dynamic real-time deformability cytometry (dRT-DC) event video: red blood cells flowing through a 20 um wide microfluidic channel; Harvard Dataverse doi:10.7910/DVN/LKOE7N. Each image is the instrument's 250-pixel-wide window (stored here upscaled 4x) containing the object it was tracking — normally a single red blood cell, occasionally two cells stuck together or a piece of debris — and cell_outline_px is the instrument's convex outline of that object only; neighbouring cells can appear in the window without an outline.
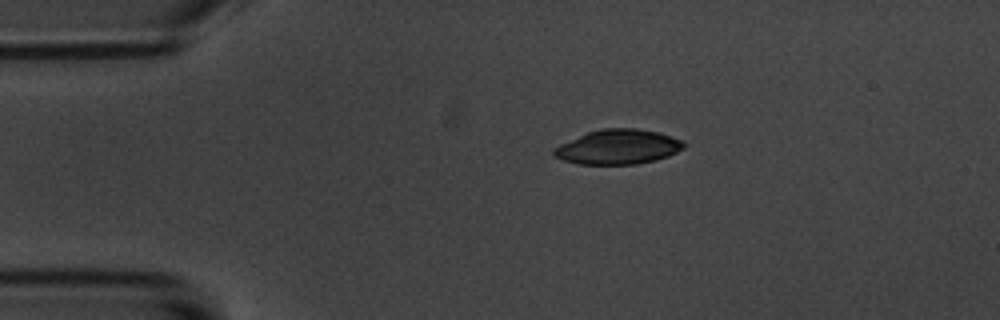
{"species": "common noctule bat (a hibernating species)", "species_latin": "Nyctalus noctula", "temperature_condition": "room temperature", "stored_images_in_passage": 3, "camera_frame_rate_fps": 3000, "um_per_image_px": 0.085, "animal": {"sex": "male", "body_mass_g": 20.1, "forearm_length_mm": 53.5}, "frame": {"image": 1, "passage_image": 1, "time_ms": 0.0, "image_size_px": [1000, 320], "cell_outline_px": [[688, 144], [684, 148], [668, 156], [656, 160], [636, 164], [580, 164], [564, 160], [556, 156], [552, 152], [552, 148], [560, 144], [588, 132], [600, 128], [636, 128], [660, 132], [684, 140]], "centroid_in_image_um": [52.59, 12.47], "position_along_channel_um": 32.4, "area_um2": 26.41}}
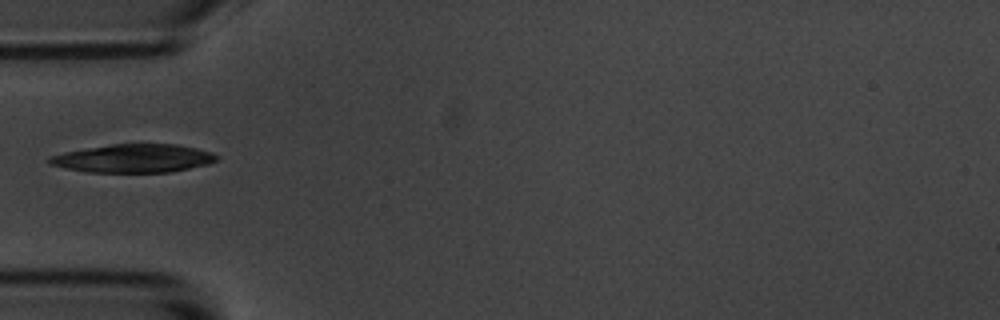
{"frame": {"image": 2, "passage_image": 3, "time_ms": 2.333, "image_size_px": [1000, 320], "cell_outline_px": [[220, 156], [216, 160], [208, 164], [168, 172], [88, 172], [64, 168], [48, 164], [44, 160], [48, 156], [64, 152], [112, 144], [176, 144], [196, 148], [212, 152]], "centroid_in_image_um": [11.3, 13.46], "position_along_channel_um": 73.7, "area_um2": 27.63}}